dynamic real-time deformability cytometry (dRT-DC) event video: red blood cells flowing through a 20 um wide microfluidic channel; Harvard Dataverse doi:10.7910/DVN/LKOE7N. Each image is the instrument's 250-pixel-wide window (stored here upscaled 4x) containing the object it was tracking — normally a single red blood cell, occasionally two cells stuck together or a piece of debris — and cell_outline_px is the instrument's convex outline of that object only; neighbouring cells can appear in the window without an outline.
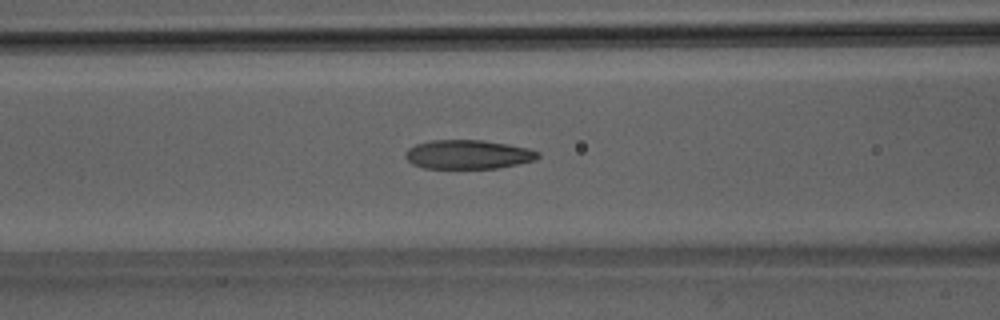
{"species": "Egyptian fruit bat (a non-hibernating species)", "species_latin": "Rousettus aegyptiacus", "temperature_condition": "room temperature", "stored_images_in_passage": 47, "camera_frame_rate_fps": 3000, "um_per_image_px": 0.085, "animal": {"sex": "male"}, "frame": {"image": 1, "passage_image": 17, "time_ms": 5.333, "image_size_px": [1000, 320], "cell_outline_px": [[540, 156], [536, 160], [500, 168], [424, 168], [412, 164], [404, 156], [404, 152], [408, 148], [416, 144], [432, 140], [484, 140], [508, 144], [528, 148], [540, 152]], "centroid_in_image_um": [39.79, 13.13], "position_along_channel_um": 126.8, "area_um2": 22.6}}
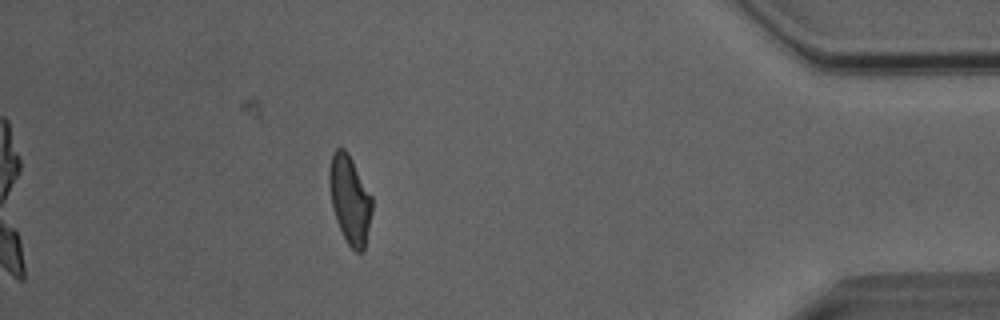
{"frame": {"image": 2, "passage_image": 41, "time_ms": 13.333, "image_size_px": [1000, 320], "cell_outline_px": [[372, 212], [364, 252], [356, 252], [348, 244], [336, 220], [332, 208], [328, 184], [328, 168], [332, 152], [336, 148], [344, 148], [348, 152], [372, 196]], "centroid_in_image_um": [29.72, 16.93], "position_along_channel_um": 405.5, "area_um2": 22.25}, "authors_computed_cell_mechanics": {"area_um2": 22.6576, "velocity_mm_per_s": 4.0735, "shape_relaxation_time_tau1_ms": 6.5136, "shape_relaxation_time_tau2_ms": 1.7791, "deformation_change_tau1": 0.1961, "deformation_change_tau2": 0.0979}}